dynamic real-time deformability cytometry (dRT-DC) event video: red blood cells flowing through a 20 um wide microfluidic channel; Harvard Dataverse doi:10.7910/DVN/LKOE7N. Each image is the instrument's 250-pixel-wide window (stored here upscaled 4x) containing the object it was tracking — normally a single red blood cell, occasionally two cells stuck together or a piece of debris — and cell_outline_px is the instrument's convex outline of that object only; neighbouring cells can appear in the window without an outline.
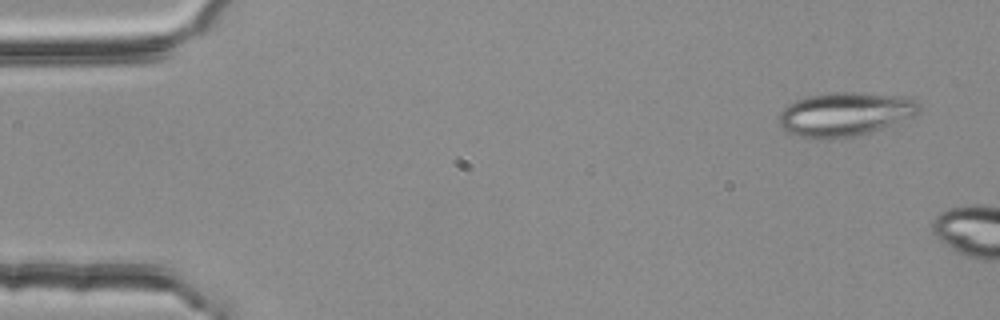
{"species": "common noctule bat (a hibernating species)", "species_latin": "Nyctalus noctula", "temperature_condition": "room temperature", "stored_images_in_passage": 2, "camera_frame_rate_fps": 3000, "um_per_image_px": 0.085, "animal": {"sex": "female", "body_mass_g": 25.1}, "frame": {"image": 1, "passage_image": 2, "time_ms": 0.333, "image_size_px": [1000, 320], "cell_outline_px": [[920, 108], [912, 116], [892, 124], [856, 136], [828, 140], [824, 140], [800, 136], [788, 132], [780, 124], [780, 112], [788, 104], [796, 100], [808, 96], [832, 92], [860, 92], [904, 96], [916, 100], [920, 104]], "centroid_in_image_um": [71.81, 9.7], "position_along_channel_um": 13.2, "area_um2": 35.66}}